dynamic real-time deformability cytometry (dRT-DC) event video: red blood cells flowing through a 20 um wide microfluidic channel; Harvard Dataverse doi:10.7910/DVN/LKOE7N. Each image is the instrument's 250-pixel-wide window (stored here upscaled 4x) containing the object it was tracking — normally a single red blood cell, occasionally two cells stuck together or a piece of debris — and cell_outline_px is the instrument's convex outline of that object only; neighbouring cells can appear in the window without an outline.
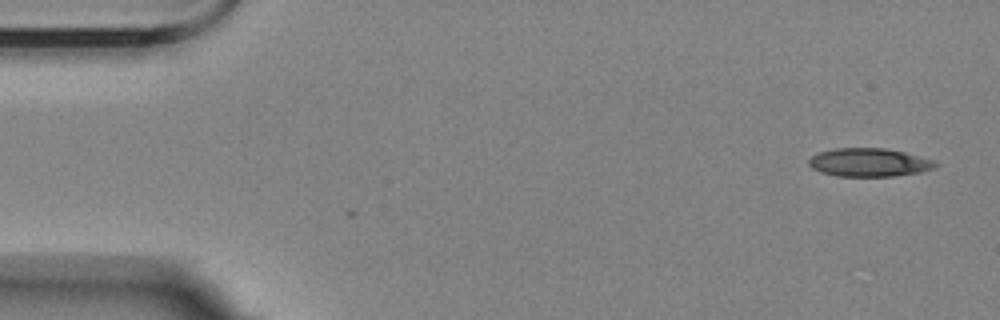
{"species": "Egyptian fruit bat (a non-hibernating species)", "species_latin": "Rousettus aegyptiacus", "temperature_condition": "room temperature", "stored_images_in_passage": 4, "camera_frame_rate_fps": 3000, "um_per_image_px": 0.085, "animal": {"sex": "female"}, "frame": {"image": 1, "passage_image": 1, "time_ms": 0.0, "image_size_px": [1000, 320], "cell_outline_px": [[940, 164], [936, 168], [920, 172], [892, 176], [836, 176], [820, 172], [812, 168], [808, 164], [808, 160], [812, 156], [820, 152], [836, 148], [884, 148], [904, 152], [936, 160]], "centroid_in_image_um": [73.91, 13.81], "position_along_channel_um": 11.1, "area_um2": 21.04}}